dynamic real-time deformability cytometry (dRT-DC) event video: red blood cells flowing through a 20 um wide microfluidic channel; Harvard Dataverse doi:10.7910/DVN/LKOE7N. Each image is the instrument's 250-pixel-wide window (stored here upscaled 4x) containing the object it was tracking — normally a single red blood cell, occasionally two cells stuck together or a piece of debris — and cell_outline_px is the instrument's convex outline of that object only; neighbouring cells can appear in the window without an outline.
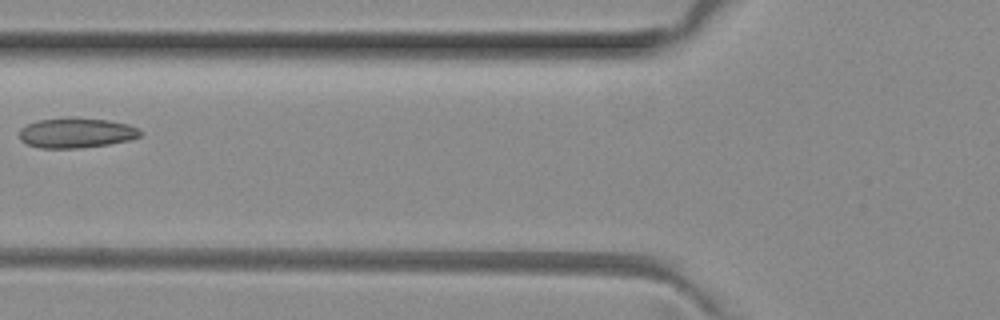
{"species": "common noctule bat (a hibernating species)", "species_latin": "Nyctalus noctula", "temperature_condition": "room temperature", "stored_images_in_passage": 2, "camera_frame_rate_fps": 3000, "um_per_image_px": 0.085, "animal": {"sex": "female", "body_mass_g": 29.2, "forearm_length_mm": 56.3}, "frame": {"image": 1, "passage_image": 2, "time_ms": 0.333, "image_size_px": [1000, 320], "cell_outline_px": [[140, 136], [128, 140], [108, 144], [80, 148], [40, 148], [28, 144], [20, 140], [20, 128], [28, 124], [40, 120], [64, 116], [76, 116], [108, 120], [128, 124], [140, 128]], "centroid_in_image_um": [6.48, 11.27], "position_along_channel_um": 119.3, "area_um2": 21.44}}